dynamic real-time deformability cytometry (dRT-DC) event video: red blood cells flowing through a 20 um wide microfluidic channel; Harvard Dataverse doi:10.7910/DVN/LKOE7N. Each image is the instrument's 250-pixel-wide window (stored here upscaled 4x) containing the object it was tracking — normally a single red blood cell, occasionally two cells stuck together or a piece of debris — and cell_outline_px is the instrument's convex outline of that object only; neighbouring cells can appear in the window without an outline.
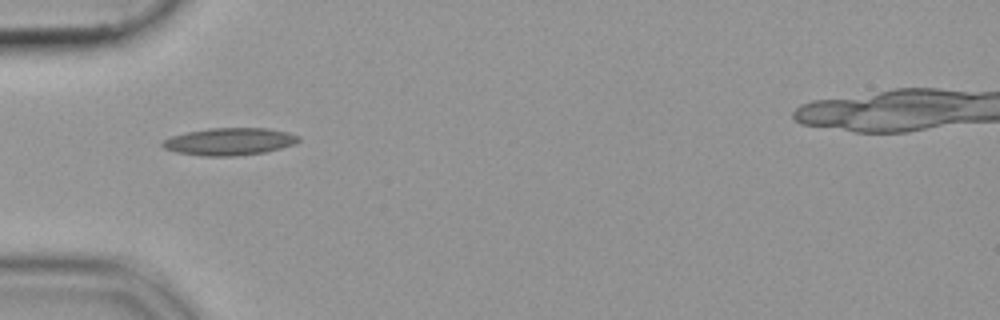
{"species": "common noctule bat (a hibernating species)", "species_latin": "Nyctalus noctula", "temperature_condition": "cold", "stored_images_in_passage": 38, "camera_frame_rate_fps": 3000, "um_per_image_px": 0.085, "animal": {"sex": "female", "body_mass_g": 19.9}, "frame": {"image": 1, "passage_image": 1, "time_ms": 0.0, "image_size_px": [1000, 320], "cell_outline_px": [[300, 140], [296, 144], [264, 152], [232, 156], [204, 156], [176, 152], [164, 148], [160, 144], [164, 140], [172, 136], [184, 132], [208, 128], [268, 128], [288, 132], [300, 136]], "centroid_in_image_um": [19.51, 12.02], "position_along_channel_um": 65.5, "area_um2": 21.73}}